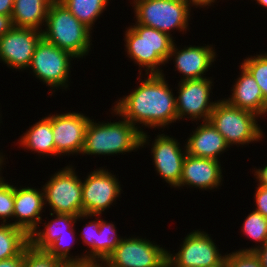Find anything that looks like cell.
Segmentation results:
<instances>
[{
  "mask_svg": "<svg viewBox=\"0 0 267 267\" xmlns=\"http://www.w3.org/2000/svg\"><path fill=\"white\" fill-rule=\"evenodd\" d=\"M146 80L114 106L116 115L132 125L165 127L178 119L176 101L164 74H148Z\"/></svg>",
  "mask_w": 267,
  "mask_h": 267,
  "instance_id": "1",
  "label": "cell"
},
{
  "mask_svg": "<svg viewBox=\"0 0 267 267\" xmlns=\"http://www.w3.org/2000/svg\"><path fill=\"white\" fill-rule=\"evenodd\" d=\"M94 123L91 119L85 132L82 154L110 155L133 151L146 144L147 135L128 120Z\"/></svg>",
  "mask_w": 267,
  "mask_h": 267,
  "instance_id": "2",
  "label": "cell"
},
{
  "mask_svg": "<svg viewBox=\"0 0 267 267\" xmlns=\"http://www.w3.org/2000/svg\"><path fill=\"white\" fill-rule=\"evenodd\" d=\"M42 37L69 52L74 58L88 54L90 29L81 23L59 0H54L48 10ZM87 53V54H86Z\"/></svg>",
  "mask_w": 267,
  "mask_h": 267,
  "instance_id": "3",
  "label": "cell"
},
{
  "mask_svg": "<svg viewBox=\"0 0 267 267\" xmlns=\"http://www.w3.org/2000/svg\"><path fill=\"white\" fill-rule=\"evenodd\" d=\"M135 25L129 27L125 34L129 58L139 66H145L146 74L150 70V74H162L158 66L168 61L174 43L171 35L142 24Z\"/></svg>",
  "mask_w": 267,
  "mask_h": 267,
  "instance_id": "4",
  "label": "cell"
},
{
  "mask_svg": "<svg viewBox=\"0 0 267 267\" xmlns=\"http://www.w3.org/2000/svg\"><path fill=\"white\" fill-rule=\"evenodd\" d=\"M253 112L237 108L226 100H219L210 114L209 121L225 138L227 144H246L258 141L262 131ZM260 138V139H259Z\"/></svg>",
  "mask_w": 267,
  "mask_h": 267,
  "instance_id": "5",
  "label": "cell"
},
{
  "mask_svg": "<svg viewBox=\"0 0 267 267\" xmlns=\"http://www.w3.org/2000/svg\"><path fill=\"white\" fill-rule=\"evenodd\" d=\"M137 24L170 35V30L187 29L190 18L188 0H134Z\"/></svg>",
  "mask_w": 267,
  "mask_h": 267,
  "instance_id": "6",
  "label": "cell"
},
{
  "mask_svg": "<svg viewBox=\"0 0 267 267\" xmlns=\"http://www.w3.org/2000/svg\"><path fill=\"white\" fill-rule=\"evenodd\" d=\"M65 167L55 173L43 188L44 200L51 206L54 214H83L82 181L73 171Z\"/></svg>",
  "mask_w": 267,
  "mask_h": 267,
  "instance_id": "7",
  "label": "cell"
},
{
  "mask_svg": "<svg viewBox=\"0 0 267 267\" xmlns=\"http://www.w3.org/2000/svg\"><path fill=\"white\" fill-rule=\"evenodd\" d=\"M73 57L42 37L34 50L29 67L48 86L68 87L70 59Z\"/></svg>",
  "mask_w": 267,
  "mask_h": 267,
  "instance_id": "8",
  "label": "cell"
},
{
  "mask_svg": "<svg viewBox=\"0 0 267 267\" xmlns=\"http://www.w3.org/2000/svg\"><path fill=\"white\" fill-rule=\"evenodd\" d=\"M168 251L140 238L122 239L103 262L105 267H164Z\"/></svg>",
  "mask_w": 267,
  "mask_h": 267,
  "instance_id": "9",
  "label": "cell"
},
{
  "mask_svg": "<svg viewBox=\"0 0 267 267\" xmlns=\"http://www.w3.org/2000/svg\"><path fill=\"white\" fill-rule=\"evenodd\" d=\"M120 190L115 175L104 169L94 170L82 182L83 214L99 216L121 194Z\"/></svg>",
  "mask_w": 267,
  "mask_h": 267,
  "instance_id": "10",
  "label": "cell"
},
{
  "mask_svg": "<svg viewBox=\"0 0 267 267\" xmlns=\"http://www.w3.org/2000/svg\"><path fill=\"white\" fill-rule=\"evenodd\" d=\"M42 31L13 27L0 37V60L16 69L29 68Z\"/></svg>",
  "mask_w": 267,
  "mask_h": 267,
  "instance_id": "11",
  "label": "cell"
},
{
  "mask_svg": "<svg viewBox=\"0 0 267 267\" xmlns=\"http://www.w3.org/2000/svg\"><path fill=\"white\" fill-rule=\"evenodd\" d=\"M180 82L179 96L175 98L178 120L184 115H190L194 120L203 117V121H208L217 103L209 101L212 86L210 79L201 78Z\"/></svg>",
  "mask_w": 267,
  "mask_h": 267,
  "instance_id": "12",
  "label": "cell"
},
{
  "mask_svg": "<svg viewBox=\"0 0 267 267\" xmlns=\"http://www.w3.org/2000/svg\"><path fill=\"white\" fill-rule=\"evenodd\" d=\"M89 118L69 112L52 115V131L56 155L82 153Z\"/></svg>",
  "mask_w": 267,
  "mask_h": 267,
  "instance_id": "13",
  "label": "cell"
},
{
  "mask_svg": "<svg viewBox=\"0 0 267 267\" xmlns=\"http://www.w3.org/2000/svg\"><path fill=\"white\" fill-rule=\"evenodd\" d=\"M168 255L178 264L185 267H208L219 263L225 256L219 251L208 234L194 231L187 235L181 249L175 256Z\"/></svg>",
  "mask_w": 267,
  "mask_h": 267,
  "instance_id": "14",
  "label": "cell"
},
{
  "mask_svg": "<svg viewBox=\"0 0 267 267\" xmlns=\"http://www.w3.org/2000/svg\"><path fill=\"white\" fill-rule=\"evenodd\" d=\"M176 139L167 135H158L152 147L156 170L167 183L177 187L180 182L183 163L187 150L182 153Z\"/></svg>",
  "mask_w": 267,
  "mask_h": 267,
  "instance_id": "15",
  "label": "cell"
},
{
  "mask_svg": "<svg viewBox=\"0 0 267 267\" xmlns=\"http://www.w3.org/2000/svg\"><path fill=\"white\" fill-rule=\"evenodd\" d=\"M33 188L16 189L14 187V210L13 217L18 218L14 227L23 230L28 236L36 231L38 223H41L42 209L44 208V192Z\"/></svg>",
  "mask_w": 267,
  "mask_h": 267,
  "instance_id": "16",
  "label": "cell"
},
{
  "mask_svg": "<svg viewBox=\"0 0 267 267\" xmlns=\"http://www.w3.org/2000/svg\"><path fill=\"white\" fill-rule=\"evenodd\" d=\"M219 163L218 160L194 157L187 153L178 187L192 185L205 190L217 188L222 177Z\"/></svg>",
  "mask_w": 267,
  "mask_h": 267,
  "instance_id": "17",
  "label": "cell"
},
{
  "mask_svg": "<svg viewBox=\"0 0 267 267\" xmlns=\"http://www.w3.org/2000/svg\"><path fill=\"white\" fill-rule=\"evenodd\" d=\"M212 49L210 46L193 47L190 45V47L178 51L173 43L168 60L172 56H176L174 59L176 68L184 76L181 81L201 79L203 73L214 62L215 52Z\"/></svg>",
  "mask_w": 267,
  "mask_h": 267,
  "instance_id": "18",
  "label": "cell"
},
{
  "mask_svg": "<svg viewBox=\"0 0 267 267\" xmlns=\"http://www.w3.org/2000/svg\"><path fill=\"white\" fill-rule=\"evenodd\" d=\"M241 77L238 78L233 87L232 97L226 99L231 105L255 113L256 115H265L267 112V101L263 98L261 88L243 66Z\"/></svg>",
  "mask_w": 267,
  "mask_h": 267,
  "instance_id": "19",
  "label": "cell"
},
{
  "mask_svg": "<svg viewBox=\"0 0 267 267\" xmlns=\"http://www.w3.org/2000/svg\"><path fill=\"white\" fill-rule=\"evenodd\" d=\"M186 143L189 155L214 160H218L217 156L230 147L209 120L203 121Z\"/></svg>",
  "mask_w": 267,
  "mask_h": 267,
  "instance_id": "20",
  "label": "cell"
},
{
  "mask_svg": "<svg viewBox=\"0 0 267 267\" xmlns=\"http://www.w3.org/2000/svg\"><path fill=\"white\" fill-rule=\"evenodd\" d=\"M54 0H14L12 22L17 28L39 30L46 22L49 7Z\"/></svg>",
  "mask_w": 267,
  "mask_h": 267,
  "instance_id": "21",
  "label": "cell"
},
{
  "mask_svg": "<svg viewBox=\"0 0 267 267\" xmlns=\"http://www.w3.org/2000/svg\"><path fill=\"white\" fill-rule=\"evenodd\" d=\"M89 215L82 214L74 216L71 214H56L55 219L45 223V231H34L29 236V245L38 250L44 251L51 243H53L59 236L70 234L73 224L76 220ZM73 223V224H72ZM72 224V225H71Z\"/></svg>",
  "mask_w": 267,
  "mask_h": 267,
  "instance_id": "22",
  "label": "cell"
},
{
  "mask_svg": "<svg viewBox=\"0 0 267 267\" xmlns=\"http://www.w3.org/2000/svg\"><path fill=\"white\" fill-rule=\"evenodd\" d=\"M21 145L32 151L42 153L43 155H56L53 131L52 116H48L35 123L28 132L21 138Z\"/></svg>",
  "mask_w": 267,
  "mask_h": 267,
  "instance_id": "23",
  "label": "cell"
},
{
  "mask_svg": "<svg viewBox=\"0 0 267 267\" xmlns=\"http://www.w3.org/2000/svg\"><path fill=\"white\" fill-rule=\"evenodd\" d=\"M29 246V236L12 224L0 225V260L20 256Z\"/></svg>",
  "mask_w": 267,
  "mask_h": 267,
  "instance_id": "24",
  "label": "cell"
},
{
  "mask_svg": "<svg viewBox=\"0 0 267 267\" xmlns=\"http://www.w3.org/2000/svg\"><path fill=\"white\" fill-rule=\"evenodd\" d=\"M67 9L89 29L95 19L103 12L108 0H59ZM93 24V25H92Z\"/></svg>",
  "mask_w": 267,
  "mask_h": 267,
  "instance_id": "25",
  "label": "cell"
},
{
  "mask_svg": "<svg viewBox=\"0 0 267 267\" xmlns=\"http://www.w3.org/2000/svg\"><path fill=\"white\" fill-rule=\"evenodd\" d=\"M115 226L100 219V228L97 232V259L102 263L112 253L122 238H118Z\"/></svg>",
  "mask_w": 267,
  "mask_h": 267,
  "instance_id": "26",
  "label": "cell"
},
{
  "mask_svg": "<svg viewBox=\"0 0 267 267\" xmlns=\"http://www.w3.org/2000/svg\"><path fill=\"white\" fill-rule=\"evenodd\" d=\"M244 233L252 240L262 242L264 245L267 242V218L257 211L250 213L242 226Z\"/></svg>",
  "mask_w": 267,
  "mask_h": 267,
  "instance_id": "27",
  "label": "cell"
},
{
  "mask_svg": "<svg viewBox=\"0 0 267 267\" xmlns=\"http://www.w3.org/2000/svg\"><path fill=\"white\" fill-rule=\"evenodd\" d=\"M247 58L242 65L251 73L267 101V54Z\"/></svg>",
  "mask_w": 267,
  "mask_h": 267,
  "instance_id": "28",
  "label": "cell"
},
{
  "mask_svg": "<svg viewBox=\"0 0 267 267\" xmlns=\"http://www.w3.org/2000/svg\"><path fill=\"white\" fill-rule=\"evenodd\" d=\"M73 228L70 230V238H66V236H68V234H64L62 236H59L53 243H51L44 251L48 254L53 256L54 258L62 261L63 263H68V262H83V261H87L86 257L81 256L80 258H77L78 256H76V258H71L69 255V250L70 248V243L71 240L74 239V232H73ZM66 239H68L69 241H66ZM65 240V241H64ZM68 242V243H66ZM70 242V243H69ZM73 242V241H72ZM69 258V259H68Z\"/></svg>",
  "mask_w": 267,
  "mask_h": 267,
  "instance_id": "29",
  "label": "cell"
},
{
  "mask_svg": "<svg viewBox=\"0 0 267 267\" xmlns=\"http://www.w3.org/2000/svg\"><path fill=\"white\" fill-rule=\"evenodd\" d=\"M64 263L30 245L24 250L23 267H63Z\"/></svg>",
  "mask_w": 267,
  "mask_h": 267,
  "instance_id": "30",
  "label": "cell"
},
{
  "mask_svg": "<svg viewBox=\"0 0 267 267\" xmlns=\"http://www.w3.org/2000/svg\"><path fill=\"white\" fill-rule=\"evenodd\" d=\"M14 210V187L5 183L0 176V218L3 224L6 223L7 217H13Z\"/></svg>",
  "mask_w": 267,
  "mask_h": 267,
  "instance_id": "31",
  "label": "cell"
},
{
  "mask_svg": "<svg viewBox=\"0 0 267 267\" xmlns=\"http://www.w3.org/2000/svg\"><path fill=\"white\" fill-rule=\"evenodd\" d=\"M227 267H262L259 257L254 252H240L226 255Z\"/></svg>",
  "mask_w": 267,
  "mask_h": 267,
  "instance_id": "32",
  "label": "cell"
},
{
  "mask_svg": "<svg viewBox=\"0 0 267 267\" xmlns=\"http://www.w3.org/2000/svg\"><path fill=\"white\" fill-rule=\"evenodd\" d=\"M100 220H95L89 222L82 231V238L84 243L87 244L90 248V254L85 255L86 260L96 261L97 258V232H99Z\"/></svg>",
  "mask_w": 267,
  "mask_h": 267,
  "instance_id": "33",
  "label": "cell"
},
{
  "mask_svg": "<svg viewBox=\"0 0 267 267\" xmlns=\"http://www.w3.org/2000/svg\"><path fill=\"white\" fill-rule=\"evenodd\" d=\"M255 200L257 206L255 211L267 218V187H257Z\"/></svg>",
  "mask_w": 267,
  "mask_h": 267,
  "instance_id": "34",
  "label": "cell"
},
{
  "mask_svg": "<svg viewBox=\"0 0 267 267\" xmlns=\"http://www.w3.org/2000/svg\"><path fill=\"white\" fill-rule=\"evenodd\" d=\"M261 246H257L256 248L252 247L245 250L242 249L240 252H254L259 257L262 267H267V242Z\"/></svg>",
  "mask_w": 267,
  "mask_h": 267,
  "instance_id": "35",
  "label": "cell"
},
{
  "mask_svg": "<svg viewBox=\"0 0 267 267\" xmlns=\"http://www.w3.org/2000/svg\"><path fill=\"white\" fill-rule=\"evenodd\" d=\"M14 27L11 15L0 14V37Z\"/></svg>",
  "mask_w": 267,
  "mask_h": 267,
  "instance_id": "36",
  "label": "cell"
},
{
  "mask_svg": "<svg viewBox=\"0 0 267 267\" xmlns=\"http://www.w3.org/2000/svg\"><path fill=\"white\" fill-rule=\"evenodd\" d=\"M24 252L20 256H16L6 260H0V267H23Z\"/></svg>",
  "mask_w": 267,
  "mask_h": 267,
  "instance_id": "37",
  "label": "cell"
},
{
  "mask_svg": "<svg viewBox=\"0 0 267 267\" xmlns=\"http://www.w3.org/2000/svg\"><path fill=\"white\" fill-rule=\"evenodd\" d=\"M103 265L97 263V260L96 261L87 260V261H83V262L64 263L63 267H105V264H103Z\"/></svg>",
  "mask_w": 267,
  "mask_h": 267,
  "instance_id": "38",
  "label": "cell"
},
{
  "mask_svg": "<svg viewBox=\"0 0 267 267\" xmlns=\"http://www.w3.org/2000/svg\"><path fill=\"white\" fill-rule=\"evenodd\" d=\"M14 0H0V14L12 15Z\"/></svg>",
  "mask_w": 267,
  "mask_h": 267,
  "instance_id": "39",
  "label": "cell"
},
{
  "mask_svg": "<svg viewBox=\"0 0 267 267\" xmlns=\"http://www.w3.org/2000/svg\"><path fill=\"white\" fill-rule=\"evenodd\" d=\"M256 178L259 180L258 187H267V165L255 171Z\"/></svg>",
  "mask_w": 267,
  "mask_h": 267,
  "instance_id": "40",
  "label": "cell"
},
{
  "mask_svg": "<svg viewBox=\"0 0 267 267\" xmlns=\"http://www.w3.org/2000/svg\"><path fill=\"white\" fill-rule=\"evenodd\" d=\"M215 0H188L189 3H192V5H196V6H206L209 4H211L212 2L214 3Z\"/></svg>",
  "mask_w": 267,
  "mask_h": 267,
  "instance_id": "41",
  "label": "cell"
},
{
  "mask_svg": "<svg viewBox=\"0 0 267 267\" xmlns=\"http://www.w3.org/2000/svg\"><path fill=\"white\" fill-rule=\"evenodd\" d=\"M164 267H185V266H181L178 265L168 254L165 260V265Z\"/></svg>",
  "mask_w": 267,
  "mask_h": 267,
  "instance_id": "42",
  "label": "cell"
},
{
  "mask_svg": "<svg viewBox=\"0 0 267 267\" xmlns=\"http://www.w3.org/2000/svg\"><path fill=\"white\" fill-rule=\"evenodd\" d=\"M208 267H227L226 255L219 263H217L215 265L208 266Z\"/></svg>",
  "mask_w": 267,
  "mask_h": 267,
  "instance_id": "43",
  "label": "cell"
},
{
  "mask_svg": "<svg viewBox=\"0 0 267 267\" xmlns=\"http://www.w3.org/2000/svg\"><path fill=\"white\" fill-rule=\"evenodd\" d=\"M260 5L267 8V0H256Z\"/></svg>",
  "mask_w": 267,
  "mask_h": 267,
  "instance_id": "44",
  "label": "cell"
},
{
  "mask_svg": "<svg viewBox=\"0 0 267 267\" xmlns=\"http://www.w3.org/2000/svg\"><path fill=\"white\" fill-rule=\"evenodd\" d=\"M2 163H3V158L2 159L0 158V167H1Z\"/></svg>",
  "mask_w": 267,
  "mask_h": 267,
  "instance_id": "45",
  "label": "cell"
}]
</instances>
